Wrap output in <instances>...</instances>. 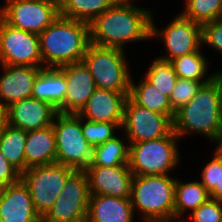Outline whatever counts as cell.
<instances>
[{
    "label": "cell",
    "instance_id": "obj_1",
    "mask_svg": "<svg viewBox=\"0 0 222 222\" xmlns=\"http://www.w3.org/2000/svg\"><path fill=\"white\" fill-rule=\"evenodd\" d=\"M152 10L117 0L90 24V43L124 50L128 42L150 38Z\"/></svg>",
    "mask_w": 222,
    "mask_h": 222
},
{
    "label": "cell",
    "instance_id": "obj_2",
    "mask_svg": "<svg viewBox=\"0 0 222 222\" xmlns=\"http://www.w3.org/2000/svg\"><path fill=\"white\" fill-rule=\"evenodd\" d=\"M173 130L179 138L199 133L218 143L222 133V92L217 77L202 84L195 96L175 112Z\"/></svg>",
    "mask_w": 222,
    "mask_h": 222
},
{
    "label": "cell",
    "instance_id": "obj_3",
    "mask_svg": "<svg viewBox=\"0 0 222 222\" xmlns=\"http://www.w3.org/2000/svg\"><path fill=\"white\" fill-rule=\"evenodd\" d=\"M39 40L44 67L81 62L90 44V25L59 15Z\"/></svg>",
    "mask_w": 222,
    "mask_h": 222
},
{
    "label": "cell",
    "instance_id": "obj_4",
    "mask_svg": "<svg viewBox=\"0 0 222 222\" xmlns=\"http://www.w3.org/2000/svg\"><path fill=\"white\" fill-rule=\"evenodd\" d=\"M176 178L167 175L133 176L130 201L144 222L174 221Z\"/></svg>",
    "mask_w": 222,
    "mask_h": 222
},
{
    "label": "cell",
    "instance_id": "obj_5",
    "mask_svg": "<svg viewBox=\"0 0 222 222\" xmlns=\"http://www.w3.org/2000/svg\"><path fill=\"white\" fill-rule=\"evenodd\" d=\"M178 139L172 130L163 138L129 143L128 165L133 175L169 174L180 162Z\"/></svg>",
    "mask_w": 222,
    "mask_h": 222
},
{
    "label": "cell",
    "instance_id": "obj_6",
    "mask_svg": "<svg viewBox=\"0 0 222 222\" xmlns=\"http://www.w3.org/2000/svg\"><path fill=\"white\" fill-rule=\"evenodd\" d=\"M122 49L90 43L82 62L94 78L97 89L129 92L131 74Z\"/></svg>",
    "mask_w": 222,
    "mask_h": 222
},
{
    "label": "cell",
    "instance_id": "obj_7",
    "mask_svg": "<svg viewBox=\"0 0 222 222\" xmlns=\"http://www.w3.org/2000/svg\"><path fill=\"white\" fill-rule=\"evenodd\" d=\"M52 125L56 136V163L75 170H85L91 165L93 148L83 136L81 117L57 113Z\"/></svg>",
    "mask_w": 222,
    "mask_h": 222
},
{
    "label": "cell",
    "instance_id": "obj_8",
    "mask_svg": "<svg viewBox=\"0 0 222 222\" xmlns=\"http://www.w3.org/2000/svg\"><path fill=\"white\" fill-rule=\"evenodd\" d=\"M75 169L59 163L36 166L21 174L27 185L35 211L42 218L53 206L67 178Z\"/></svg>",
    "mask_w": 222,
    "mask_h": 222
},
{
    "label": "cell",
    "instance_id": "obj_9",
    "mask_svg": "<svg viewBox=\"0 0 222 222\" xmlns=\"http://www.w3.org/2000/svg\"><path fill=\"white\" fill-rule=\"evenodd\" d=\"M89 200L88 175L84 170H75L42 222H86Z\"/></svg>",
    "mask_w": 222,
    "mask_h": 222
},
{
    "label": "cell",
    "instance_id": "obj_10",
    "mask_svg": "<svg viewBox=\"0 0 222 222\" xmlns=\"http://www.w3.org/2000/svg\"><path fill=\"white\" fill-rule=\"evenodd\" d=\"M0 17L12 27L40 35L59 15V5L49 0H5Z\"/></svg>",
    "mask_w": 222,
    "mask_h": 222
},
{
    "label": "cell",
    "instance_id": "obj_11",
    "mask_svg": "<svg viewBox=\"0 0 222 222\" xmlns=\"http://www.w3.org/2000/svg\"><path fill=\"white\" fill-rule=\"evenodd\" d=\"M153 18L151 16L150 39H162L165 49H167V54L159 56L160 58L171 61L179 56L201 50L203 42L200 23L194 22L180 13L160 31Z\"/></svg>",
    "mask_w": 222,
    "mask_h": 222
},
{
    "label": "cell",
    "instance_id": "obj_12",
    "mask_svg": "<svg viewBox=\"0 0 222 222\" xmlns=\"http://www.w3.org/2000/svg\"><path fill=\"white\" fill-rule=\"evenodd\" d=\"M0 64L44 67L39 35L12 27L0 17Z\"/></svg>",
    "mask_w": 222,
    "mask_h": 222
},
{
    "label": "cell",
    "instance_id": "obj_13",
    "mask_svg": "<svg viewBox=\"0 0 222 222\" xmlns=\"http://www.w3.org/2000/svg\"><path fill=\"white\" fill-rule=\"evenodd\" d=\"M121 129L125 130V141L139 143L167 136L173 130V121L167 115L138 106L128 97Z\"/></svg>",
    "mask_w": 222,
    "mask_h": 222
},
{
    "label": "cell",
    "instance_id": "obj_14",
    "mask_svg": "<svg viewBox=\"0 0 222 222\" xmlns=\"http://www.w3.org/2000/svg\"><path fill=\"white\" fill-rule=\"evenodd\" d=\"M84 171L88 175L90 194L130 198L134 175L128 164L110 167L88 166Z\"/></svg>",
    "mask_w": 222,
    "mask_h": 222
},
{
    "label": "cell",
    "instance_id": "obj_15",
    "mask_svg": "<svg viewBox=\"0 0 222 222\" xmlns=\"http://www.w3.org/2000/svg\"><path fill=\"white\" fill-rule=\"evenodd\" d=\"M57 68L64 74L67 84L64 105L58 110V113L77 114L97 89L94 78L82 61Z\"/></svg>",
    "mask_w": 222,
    "mask_h": 222
},
{
    "label": "cell",
    "instance_id": "obj_16",
    "mask_svg": "<svg viewBox=\"0 0 222 222\" xmlns=\"http://www.w3.org/2000/svg\"><path fill=\"white\" fill-rule=\"evenodd\" d=\"M128 96L129 92L96 89L77 114L92 122L116 123L121 129Z\"/></svg>",
    "mask_w": 222,
    "mask_h": 222
},
{
    "label": "cell",
    "instance_id": "obj_17",
    "mask_svg": "<svg viewBox=\"0 0 222 222\" xmlns=\"http://www.w3.org/2000/svg\"><path fill=\"white\" fill-rule=\"evenodd\" d=\"M0 221L42 222L35 211L30 191L22 179L0 188Z\"/></svg>",
    "mask_w": 222,
    "mask_h": 222
},
{
    "label": "cell",
    "instance_id": "obj_18",
    "mask_svg": "<svg viewBox=\"0 0 222 222\" xmlns=\"http://www.w3.org/2000/svg\"><path fill=\"white\" fill-rule=\"evenodd\" d=\"M57 113L50 103L32 97L7 107L8 124L26 132L52 125Z\"/></svg>",
    "mask_w": 222,
    "mask_h": 222
},
{
    "label": "cell",
    "instance_id": "obj_19",
    "mask_svg": "<svg viewBox=\"0 0 222 222\" xmlns=\"http://www.w3.org/2000/svg\"><path fill=\"white\" fill-rule=\"evenodd\" d=\"M0 75V103L10 104L32 97L34 81L44 67L3 65Z\"/></svg>",
    "mask_w": 222,
    "mask_h": 222
},
{
    "label": "cell",
    "instance_id": "obj_20",
    "mask_svg": "<svg viewBox=\"0 0 222 222\" xmlns=\"http://www.w3.org/2000/svg\"><path fill=\"white\" fill-rule=\"evenodd\" d=\"M130 198L90 194L86 222H133Z\"/></svg>",
    "mask_w": 222,
    "mask_h": 222
},
{
    "label": "cell",
    "instance_id": "obj_21",
    "mask_svg": "<svg viewBox=\"0 0 222 222\" xmlns=\"http://www.w3.org/2000/svg\"><path fill=\"white\" fill-rule=\"evenodd\" d=\"M26 170L56 163V136L53 125L28 131L24 146Z\"/></svg>",
    "mask_w": 222,
    "mask_h": 222
},
{
    "label": "cell",
    "instance_id": "obj_22",
    "mask_svg": "<svg viewBox=\"0 0 222 222\" xmlns=\"http://www.w3.org/2000/svg\"><path fill=\"white\" fill-rule=\"evenodd\" d=\"M66 87L64 74L57 67H44L34 81L32 98L50 103L59 110L64 105Z\"/></svg>",
    "mask_w": 222,
    "mask_h": 222
},
{
    "label": "cell",
    "instance_id": "obj_23",
    "mask_svg": "<svg viewBox=\"0 0 222 222\" xmlns=\"http://www.w3.org/2000/svg\"><path fill=\"white\" fill-rule=\"evenodd\" d=\"M128 97L138 106L167 115L173 121L175 112L172 110L169 97L145 78L138 84L133 83L131 79Z\"/></svg>",
    "mask_w": 222,
    "mask_h": 222
},
{
    "label": "cell",
    "instance_id": "obj_24",
    "mask_svg": "<svg viewBox=\"0 0 222 222\" xmlns=\"http://www.w3.org/2000/svg\"><path fill=\"white\" fill-rule=\"evenodd\" d=\"M210 198L200 181L182 182L176 179L174 194V221L182 219L188 210L192 213Z\"/></svg>",
    "mask_w": 222,
    "mask_h": 222
},
{
    "label": "cell",
    "instance_id": "obj_25",
    "mask_svg": "<svg viewBox=\"0 0 222 222\" xmlns=\"http://www.w3.org/2000/svg\"><path fill=\"white\" fill-rule=\"evenodd\" d=\"M117 0H63L59 5L60 16L82 21L89 25Z\"/></svg>",
    "mask_w": 222,
    "mask_h": 222
},
{
    "label": "cell",
    "instance_id": "obj_26",
    "mask_svg": "<svg viewBox=\"0 0 222 222\" xmlns=\"http://www.w3.org/2000/svg\"><path fill=\"white\" fill-rule=\"evenodd\" d=\"M27 132L7 125L0 135V150L21 174L26 171L24 146Z\"/></svg>",
    "mask_w": 222,
    "mask_h": 222
},
{
    "label": "cell",
    "instance_id": "obj_27",
    "mask_svg": "<svg viewBox=\"0 0 222 222\" xmlns=\"http://www.w3.org/2000/svg\"><path fill=\"white\" fill-rule=\"evenodd\" d=\"M171 64L178 78L200 81L205 84L216 77V72L209 74V76L207 75L208 61L200 50L179 56L171 60Z\"/></svg>",
    "mask_w": 222,
    "mask_h": 222
},
{
    "label": "cell",
    "instance_id": "obj_28",
    "mask_svg": "<svg viewBox=\"0 0 222 222\" xmlns=\"http://www.w3.org/2000/svg\"><path fill=\"white\" fill-rule=\"evenodd\" d=\"M129 143L115 136L113 139L93 147L92 163L89 166L110 167L127 165L129 160Z\"/></svg>",
    "mask_w": 222,
    "mask_h": 222
},
{
    "label": "cell",
    "instance_id": "obj_29",
    "mask_svg": "<svg viewBox=\"0 0 222 222\" xmlns=\"http://www.w3.org/2000/svg\"><path fill=\"white\" fill-rule=\"evenodd\" d=\"M151 63L144 78L170 98L178 79L171 61L157 57Z\"/></svg>",
    "mask_w": 222,
    "mask_h": 222
},
{
    "label": "cell",
    "instance_id": "obj_30",
    "mask_svg": "<svg viewBox=\"0 0 222 222\" xmlns=\"http://www.w3.org/2000/svg\"><path fill=\"white\" fill-rule=\"evenodd\" d=\"M181 14L194 22L204 23L222 18V0H185Z\"/></svg>",
    "mask_w": 222,
    "mask_h": 222
},
{
    "label": "cell",
    "instance_id": "obj_31",
    "mask_svg": "<svg viewBox=\"0 0 222 222\" xmlns=\"http://www.w3.org/2000/svg\"><path fill=\"white\" fill-rule=\"evenodd\" d=\"M214 157L202 169L201 183L210 198L222 201V153L215 148Z\"/></svg>",
    "mask_w": 222,
    "mask_h": 222
},
{
    "label": "cell",
    "instance_id": "obj_32",
    "mask_svg": "<svg viewBox=\"0 0 222 222\" xmlns=\"http://www.w3.org/2000/svg\"><path fill=\"white\" fill-rule=\"evenodd\" d=\"M119 128L116 123L92 122L81 117L83 136L92 148L113 139L116 136V129Z\"/></svg>",
    "mask_w": 222,
    "mask_h": 222
},
{
    "label": "cell",
    "instance_id": "obj_33",
    "mask_svg": "<svg viewBox=\"0 0 222 222\" xmlns=\"http://www.w3.org/2000/svg\"><path fill=\"white\" fill-rule=\"evenodd\" d=\"M200 81L178 78L169 98L172 110L176 112L186 105L201 87Z\"/></svg>",
    "mask_w": 222,
    "mask_h": 222
},
{
    "label": "cell",
    "instance_id": "obj_34",
    "mask_svg": "<svg viewBox=\"0 0 222 222\" xmlns=\"http://www.w3.org/2000/svg\"><path fill=\"white\" fill-rule=\"evenodd\" d=\"M193 222H222V201L209 198L190 213Z\"/></svg>",
    "mask_w": 222,
    "mask_h": 222
},
{
    "label": "cell",
    "instance_id": "obj_35",
    "mask_svg": "<svg viewBox=\"0 0 222 222\" xmlns=\"http://www.w3.org/2000/svg\"><path fill=\"white\" fill-rule=\"evenodd\" d=\"M202 42L222 54V18L202 25Z\"/></svg>",
    "mask_w": 222,
    "mask_h": 222
},
{
    "label": "cell",
    "instance_id": "obj_36",
    "mask_svg": "<svg viewBox=\"0 0 222 222\" xmlns=\"http://www.w3.org/2000/svg\"><path fill=\"white\" fill-rule=\"evenodd\" d=\"M21 173L9 163L0 150V188L18 182Z\"/></svg>",
    "mask_w": 222,
    "mask_h": 222
},
{
    "label": "cell",
    "instance_id": "obj_37",
    "mask_svg": "<svg viewBox=\"0 0 222 222\" xmlns=\"http://www.w3.org/2000/svg\"><path fill=\"white\" fill-rule=\"evenodd\" d=\"M8 125L7 107L0 103V135Z\"/></svg>",
    "mask_w": 222,
    "mask_h": 222
},
{
    "label": "cell",
    "instance_id": "obj_38",
    "mask_svg": "<svg viewBox=\"0 0 222 222\" xmlns=\"http://www.w3.org/2000/svg\"><path fill=\"white\" fill-rule=\"evenodd\" d=\"M217 144L218 145H217L216 148L222 153V133H221V137H220V139H219Z\"/></svg>",
    "mask_w": 222,
    "mask_h": 222
},
{
    "label": "cell",
    "instance_id": "obj_39",
    "mask_svg": "<svg viewBox=\"0 0 222 222\" xmlns=\"http://www.w3.org/2000/svg\"><path fill=\"white\" fill-rule=\"evenodd\" d=\"M216 77L220 80L221 92H222V72L221 71L216 72Z\"/></svg>",
    "mask_w": 222,
    "mask_h": 222
},
{
    "label": "cell",
    "instance_id": "obj_40",
    "mask_svg": "<svg viewBox=\"0 0 222 222\" xmlns=\"http://www.w3.org/2000/svg\"><path fill=\"white\" fill-rule=\"evenodd\" d=\"M49 1H52V2L56 3L57 5H60L63 0H49Z\"/></svg>",
    "mask_w": 222,
    "mask_h": 222
}]
</instances>
